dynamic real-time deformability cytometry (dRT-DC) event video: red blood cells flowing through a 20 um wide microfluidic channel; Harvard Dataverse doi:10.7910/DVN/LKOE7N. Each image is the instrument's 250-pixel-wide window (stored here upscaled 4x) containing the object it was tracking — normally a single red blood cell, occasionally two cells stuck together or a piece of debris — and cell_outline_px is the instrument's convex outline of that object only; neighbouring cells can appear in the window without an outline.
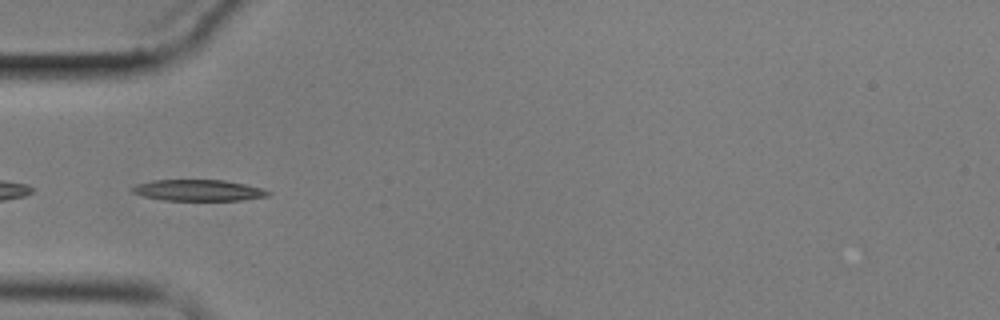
{"species": "common noctule bat (a hibernating species)", "species_latin": "Nyctalus noctula", "temperature_condition": "cold", "stored_images_in_passage": 4, "segment_of_instrument_passage": [2, 2], "camera_frame_rate_fps": 3000, "um_per_image_px": 0.085, "animal": {"sex": "male", "body_mass_g": 17.9}, "frame": {"image": 1, "passage_image": 4, "time_ms": 4.0, "image_size_px": [1000, 320], "cell_outline_px": [[272, 192], [268, 196], [240, 200], [164, 200], [144, 196], [132, 192], [132, 188], [136, 184], [152, 180], [224, 180], [248, 184], [264, 188]], "centroid_in_image_um": [16.92, 16.17], "position_along_channel_um": 68.1, "area_um2": 16.82}}